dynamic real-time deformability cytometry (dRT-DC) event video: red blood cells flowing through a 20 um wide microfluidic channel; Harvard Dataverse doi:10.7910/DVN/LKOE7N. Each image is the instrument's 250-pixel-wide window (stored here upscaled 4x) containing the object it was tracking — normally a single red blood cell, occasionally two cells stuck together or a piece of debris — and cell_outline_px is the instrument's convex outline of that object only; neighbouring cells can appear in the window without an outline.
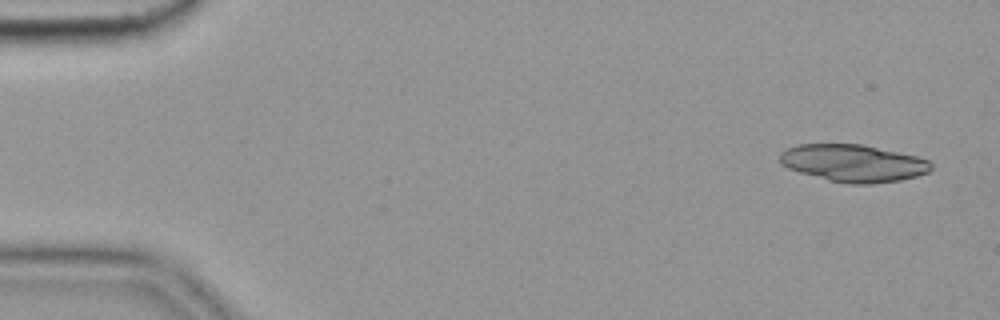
{"species": "common noctule bat (a hibernating species)", "species_latin": "Nyctalus noctula", "temperature_condition": "cold", "stored_images_in_passage": 8, "camera_frame_rate_fps": 3000, "um_per_image_px": 0.085, "animal": {"sex": "female", "body_mass_g": 19.9}, "frame": {"image": 1, "passage_image": 1, "time_ms": 0.0, "image_size_px": [1000, 320], "cell_outline_px": [[932, 168], [928, 172], [916, 176], [900, 180], [872, 184], [848, 184], [828, 180], [800, 172], [788, 168], [780, 164], [780, 152], [788, 148], [800, 144], [860, 144], [916, 156], [928, 160], [932, 164]], "centroid_in_image_um": [72.52, 13.87], "position_along_channel_um": 12.5, "area_um2": 32.71}}